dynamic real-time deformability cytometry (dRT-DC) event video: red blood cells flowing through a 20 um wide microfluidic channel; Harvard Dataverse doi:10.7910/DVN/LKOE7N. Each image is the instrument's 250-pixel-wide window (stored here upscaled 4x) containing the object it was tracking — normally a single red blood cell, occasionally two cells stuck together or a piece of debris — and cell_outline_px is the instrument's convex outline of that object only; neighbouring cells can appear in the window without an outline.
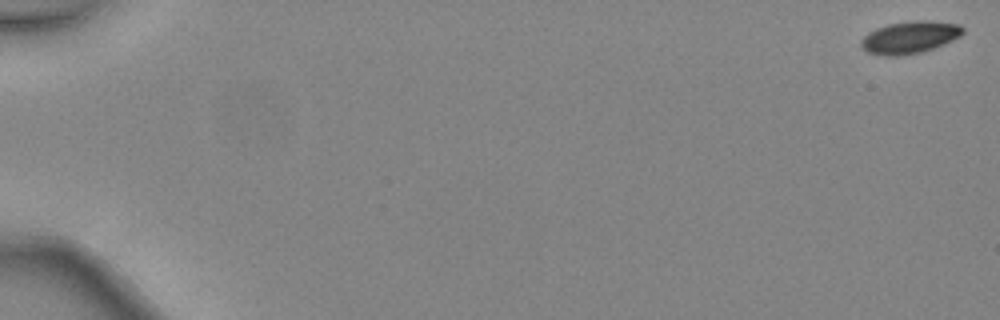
{"species": "common noctule bat (a hibernating species)", "species_latin": "Nyctalus noctula", "temperature_condition": "warm", "stored_images_in_passage": 5, "camera_frame_rate_fps": 3000, "um_per_image_px": 0.085, "animal": {"sex": "female", "body_mass_g": 24.6, "forearm_length_mm": 56.2}, "frame": {"image": 1, "passage_image": 1, "time_ms": 0.0, "image_size_px": [1000, 320], "cell_outline_px": [[964, 32], [960, 36], [944, 44], [920, 52], [900, 56], [884, 56], [868, 52], [860, 44], [860, 40], [868, 32], [876, 28], [888, 24], [960, 24], [964, 28]], "centroid_in_image_um": [77.25, 3.25], "position_along_channel_um": 7.7, "area_um2": 17.92}}
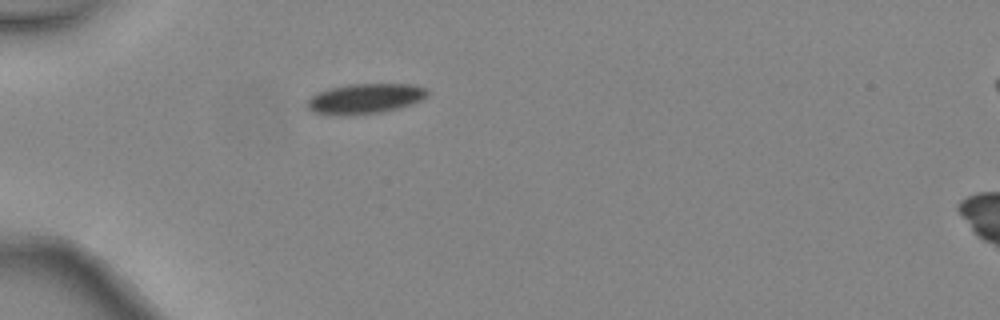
{"frame": {"image": 2, "passage_image": 5, "time_ms": 1.333, "image_size_px": [1000, 320], "cell_outline_px": [[428, 96], [412, 104], [380, 112], [352, 116], [312, 112], [304, 104], [304, 100], [316, 92], [328, 88], [348, 84], [412, 84], [428, 88]], "centroid_in_image_um": [30.97, 8.38], "position_along_channel_um": 54.0, "area_um2": 21.44}}